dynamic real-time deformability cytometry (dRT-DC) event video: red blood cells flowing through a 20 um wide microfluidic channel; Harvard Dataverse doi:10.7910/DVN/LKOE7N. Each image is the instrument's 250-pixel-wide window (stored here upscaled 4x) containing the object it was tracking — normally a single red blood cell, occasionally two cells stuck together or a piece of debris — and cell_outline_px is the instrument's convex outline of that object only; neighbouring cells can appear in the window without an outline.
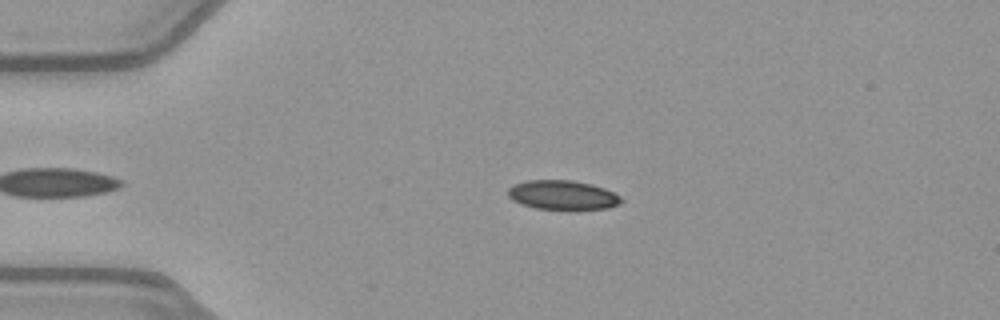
{"species": "common noctule bat (a hibernating species)", "species_latin": "Nyctalus noctula", "temperature_condition": "warm", "stored_images_in_passage": 41, "camera_frame_rate_fps": 3000, "um_per_image_px": 0.085, "animal": {"sex": "female", "body_mass_g": 21.9}, "frame": {"image": 1, "passage_image": 8, "time_ms": 2.333, "image_size_px": [1000, 320], "cell_outline_px": [[624, 200], [620, 204], [608, 208], [568, 212], [536, 208], [520, 204], [512, 200], [508, 196], [508, 188], [516, 184], [528, 180], [572, 180], [592, 184], [604, 188], [620, 196]], "centroid_in_image_um": [47.85, 16.62], "position_along_channel_um": 37.1, "area_um2": 20.06}}
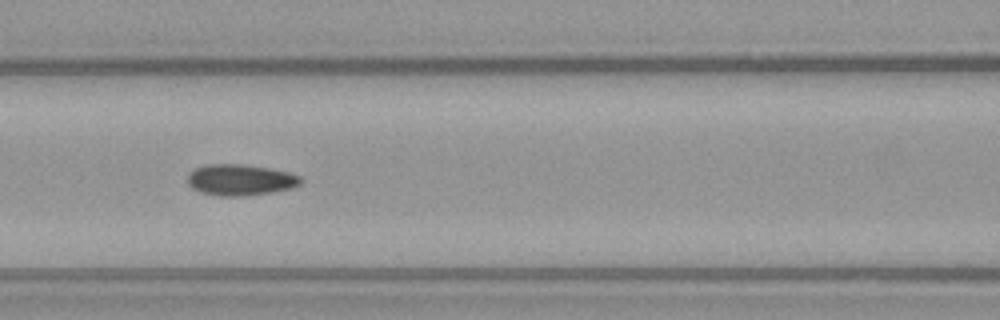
{"frame": {"image": 2, "passage_image": 19, "time_ms": 6.0, "image_size_px": [1000, 320], "cell_outline_px": [[304, 180], [300, 184], [292, 188], [272, 192], [240, 196], [220, 196], [200, 192], [192, 188], [188, 184], [188, 172], [192, 168], [208, 164], [244, 164], [272, 168], [288, 172], [300, 176]], "centroid_in_image_um": [20.42, 15.27], "position_along_channel_um": 146.2, "area_um2": 20.81}}
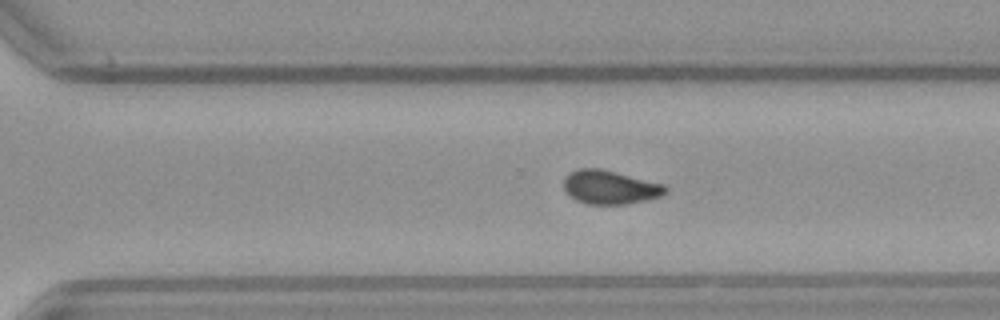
{"frame": {"image": 3, "passage_image": 32, "time_ms": 10.333, "image_size_px": [1000, 320], "cell_outline_px": [[668, 192], [660, 196], [628, 204], [588, 204], [576, 200], [568, 196], [564, 188], [564, 176], [568, 172], [580, 168], [600, 168], [664, 184], [668, 188]], "centroid_in_image_um": [51.82, 15.91], "position_along_channel_um": 318.8, "area_um2": 20.11}, "authors_computed_cell_mechanics": {"area_um2": 20.0566, "velocity_mm_per_s": 3.9866, "shape_relaxation_time_tau1_ms": null, "shape_relaxation_time_tau2_ms": 8.3784, "deformation_change_tau1": null, "deformation_change_tau2": 0.1102}}